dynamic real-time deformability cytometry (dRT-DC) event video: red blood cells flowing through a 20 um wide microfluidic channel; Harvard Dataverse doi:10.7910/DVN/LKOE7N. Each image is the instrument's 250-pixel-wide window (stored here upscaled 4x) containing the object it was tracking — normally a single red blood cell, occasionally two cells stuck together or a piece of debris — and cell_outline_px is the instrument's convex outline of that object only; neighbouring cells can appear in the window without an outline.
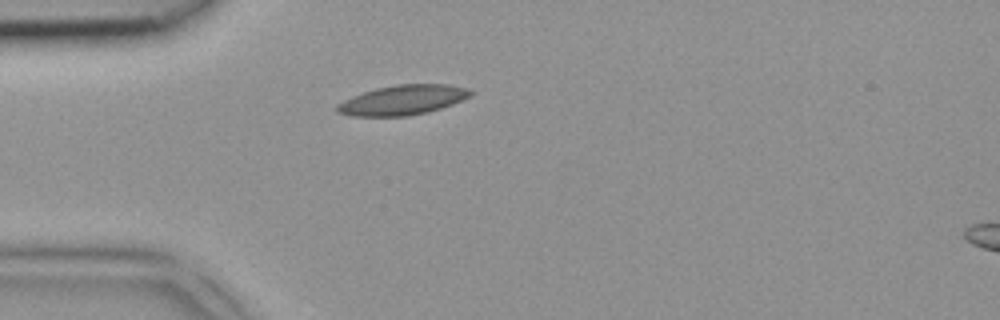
{"species": "common noctule bat (a hibernating species)", "species_latin": "Nyctalus noctula", "temperature_condition": "room temperature", "stored_images_in_passage": 2, "camera_frame_rate_fps": 3000, "um_per_image_px": 0.085, "animal": {"sex": "female", "body_mass_g": 18.4}, "frame": {"image": 1, "passage_image": 2, "time_ms": 0.333, "image_size_px": [1000, 320], "cell_outline_px": [[472, 96], [452, 104], [428, 112], [408, 116], [348, 116], [336, 112], [336, 104], [352, 96], [376, 88], [396, 84], [448, 84], [468, 88], [472, 92]], "centroid_in_image_um": [34.22, 8.5], "position_along_channel_um": 50.8, "area_um2": 23.29}}